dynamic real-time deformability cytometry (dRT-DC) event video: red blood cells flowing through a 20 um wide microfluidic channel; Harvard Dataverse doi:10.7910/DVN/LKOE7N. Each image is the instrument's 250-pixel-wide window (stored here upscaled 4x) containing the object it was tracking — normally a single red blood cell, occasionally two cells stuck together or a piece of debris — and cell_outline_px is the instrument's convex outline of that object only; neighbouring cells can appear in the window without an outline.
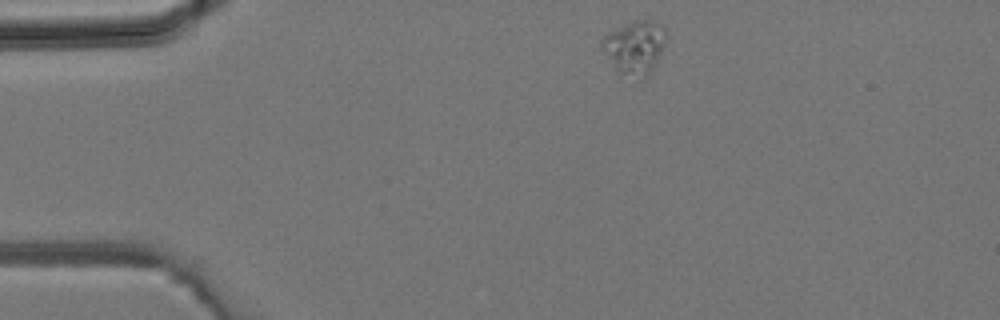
{"species": "common noctule bat (a hibernating species)", "species_latin": "Nyctalus noctula", "temperature_condition": "room temperature", "stored_images_in_passage": 2, "camera_frame_rate_fps": 3000, "um_per_image_px": 0.085, "animal": {"sex": "male", "body_mass_g": 19.2, "forearm_length_mm": 51.8}, "frame": {"image": 1, "passage_image": 1, "time_ms": 0.0, "image_size_px": [1000, 320], "cell_outline_px": [[668, 36], [652, 68], [644, 76], [624, 72], [608, 56], [600, 44], [600, 40], [608, 32], [636, 20], [656, 20], [664, 28]], "centroid_in_image_um": [54.0, 3.88], "position_along_channel_um": 31.0, "area_um2": 18.61}}